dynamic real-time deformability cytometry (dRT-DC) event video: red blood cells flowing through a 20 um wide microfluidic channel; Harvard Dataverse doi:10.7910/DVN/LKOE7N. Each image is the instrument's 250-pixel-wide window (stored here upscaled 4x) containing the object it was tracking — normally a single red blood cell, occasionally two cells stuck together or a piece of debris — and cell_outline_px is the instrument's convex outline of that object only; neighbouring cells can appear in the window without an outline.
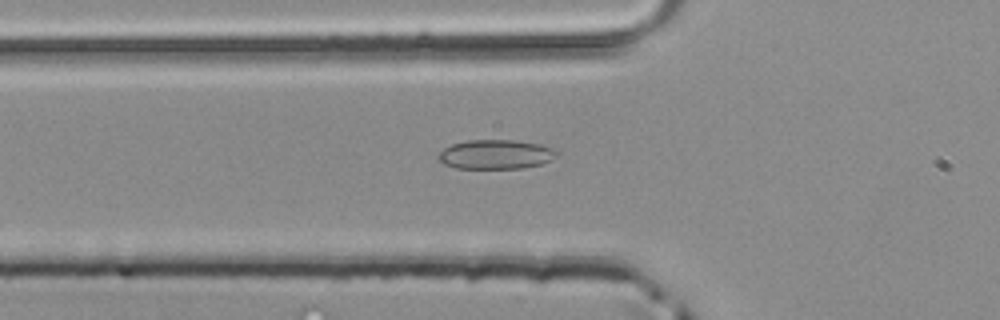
{"species": "common noctule bat (a hibernating species)", "species_latin": "Nyctalus noctula", "temperature_condition": "room temperature", "stored_images_in_passage": 31, "camera_frame_rate_fps": 3000, "um_per_image_px": 0.085, "animal": {"sex": "male", "body_mass_g": 20.4}, "frame": {"image": 1, "passage_image": 4, "time_ms": 1.0, "image_size_px": [1000, 320], "cell_outline_px": [[560, 152], [556, 156], [540, 164], [524, 168], [456, 168], [444, 164], [436, 160], [436, 156], [444, 148], [452, 144], [468, 140], [516, 140], [540, 144], [552, 148]], "centroid_in_image_um": [42.1, 13.12], "position_along_channel_um": 83.7, "area_um2": 20.29}}
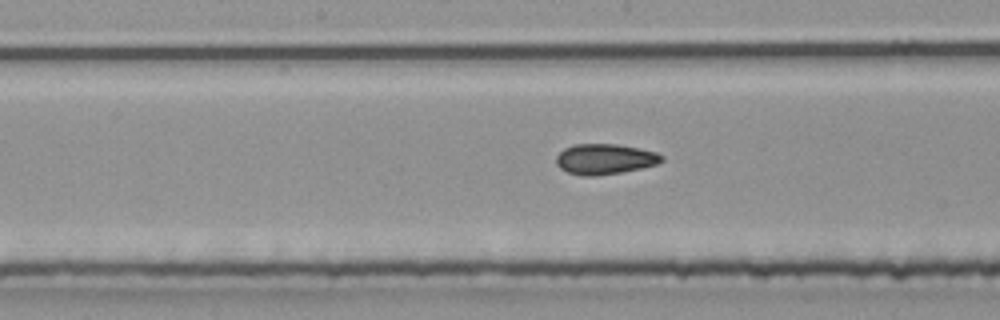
{"frame": {"image": 2, "passage_image": 12, "time_ms": 3.667, "image_size_px": [1000, 320], "cell_outline_px": [[664, 160], [656, 164], [640, 168], [620, 172], [592, 176], [580, 176], [568, 172], [560, 168], [556, 164], [556, 156], [564, 148], [572, 144], [616, 144], [640, 148], [656, 152], [664, 156]], "centroid_in_image_um": [51.39, 13.51], "position_along_channel_um": 196.8, "area_um2": 18.73}}
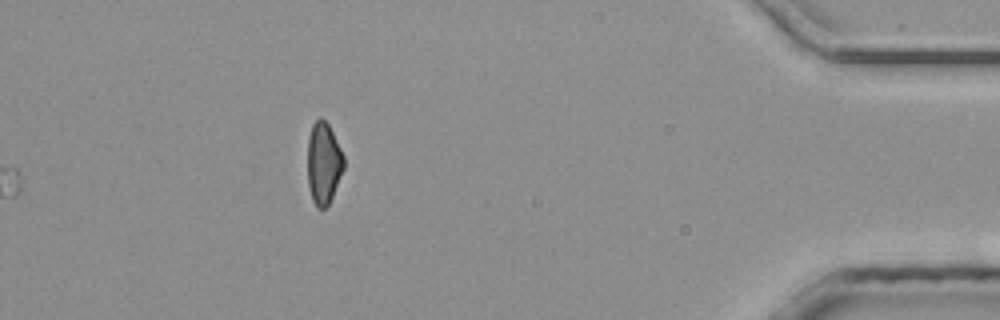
{"frame": {"image": 3, "passage_image": 31, "time_ms": 10.0, "image_size_px": [1000, 320], "cell_outline_px": [[344, 168], [332, 196], [328, 204], [324, 208], [316, 208], [312, 200], [308, 184], [308, 136], [312, 124], [320, 116], [328, 124], [344, 156]], "centroid_in_image_um": [27.49, 13.86], "position_along_channel_um": 407.7, "area_um2": 17.17}}